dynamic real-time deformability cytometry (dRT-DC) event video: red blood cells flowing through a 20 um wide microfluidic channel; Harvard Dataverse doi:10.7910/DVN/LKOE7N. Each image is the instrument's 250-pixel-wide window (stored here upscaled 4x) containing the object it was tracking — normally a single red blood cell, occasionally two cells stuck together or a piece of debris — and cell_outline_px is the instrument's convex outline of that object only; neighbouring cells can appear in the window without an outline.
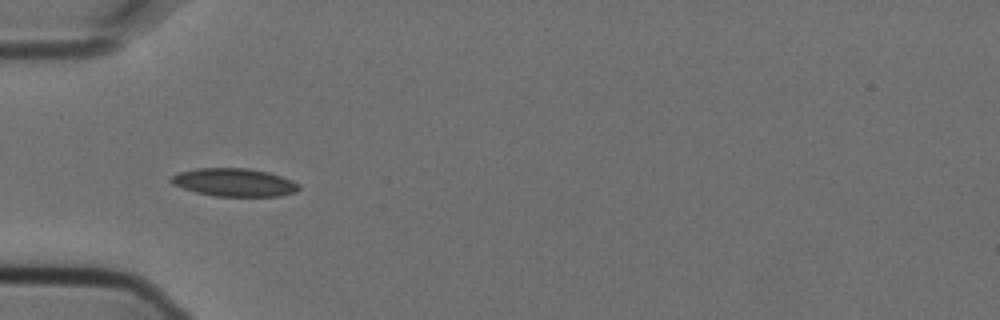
{"species": "Egyptian fruit bat (a non-hibernating species)", "species_latin": "Rousettus aegyptiacus", "temperature_condition": "cold", "stored_images_in_passage": 11, "camera_frame_rate_fps": 3000, "um_per_image_px": 0.085, "animal": {"sex": "female"}, "frame": {"image": 1, "passage_image": 6, "time_ms": 1.667, "image_size_px": [1000, 320], "cell_outline_px": [[300, 188], [296, 192], [280, 196], [216, 196], [196, 192], [172, 184], [168, 180], [172, 176], [180, 172], [196, 168], [248, 168], [268, 172], [292, 180], [300, 184]], "centroid_in_image_um": [19.92, 15.5], "position_along_channel_um": 65.1, "area_um2": 20.87}}
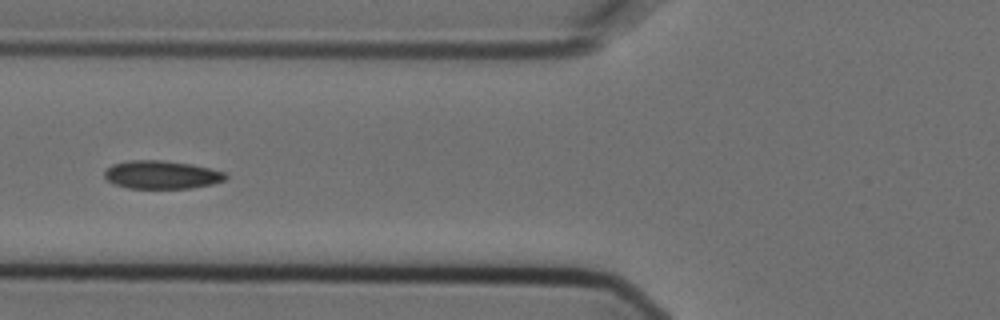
{"frame": {"image": 2, "passage_image": 7, "time_ms": 2.0, "image_size_px": [1000, 320], "cell_outline_px": [[228, 176], [224, 180], [212, 184], [192, 188], [128, 188], [112, 184], [104, 176], [104, 172], [112, 164], [128, 160], [164, 160], [192, 164], [224, 172]], "centroid_in_image_um": [13.71, 14.85], "position_along_channel_um": 112.1, "area_um2": 19.94}}
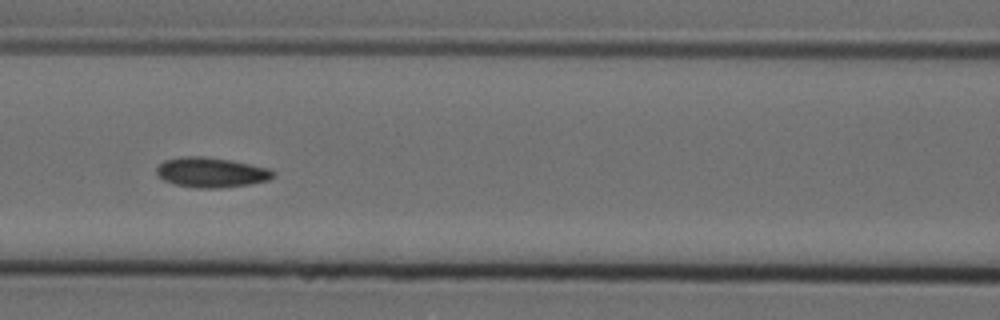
{"frame": {"image": 3, "passage_image": 8, "time_ms": 2.333, "image_size_px": [1000, 320], "cell_outline_px": [[276, 172], [268, 180], [248, 184], [220, 188], [196, 188], [176, 184], [164, 180], [156, 172], [156, 168], [164, 160], [184, 156], [204, 156], [228, 160], [268, 168]], "centroid_in_image_um": [17.93, 14.65], "position_along_channel_um": 148.7, "area_um2": 20.06}}